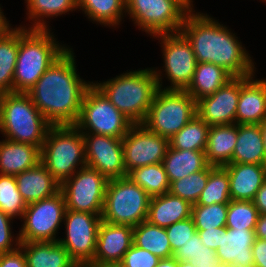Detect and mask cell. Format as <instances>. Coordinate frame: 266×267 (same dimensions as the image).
<instances>
[{"mask_svg": "<svg viewBox=\"0 0 266 267\" xmlns=\"http://www.w3.org/2000/svg\"><path fill=\"white\" fill-rule=\"evenodd\" d=\"M75 55L69 48L27 91L34 105L52 125H74L87 89L92 85L77 74Z\"/></svg>", "mask_w": 266, "mask_h": 267, "instance_id": "6da1fadb", "label": "cell"}, {"mask_svg": "<svg viewBox=\"0 0 266 267\" xmlns=\"http://www.w3.org/2000/svg\"><path fill=\"white\" fill-rule=\"evenodd\" d=\"M180 32L191 43L197 63H213L233 77L251 76L256 67L253 58L235 33L206 13L191 9Z\"/></svg>", "mask_w": 266, "mask_h": 267, "instance_id": "7a4b0ae2", "label": "cell"}, {"mask_svg": "<svg viewBox=\"0 0 266 267\" xmlns=\"http://www.w3.org/2000/svg\"><path fill=\"white\" fill-rule=\"evenodd\" d=\"M162 71L146 68L123 72L107 81L93 82L133 124H142L158 88H163Z\"/></svg>", "mask_w": 266, "mask_h": 267, "instance_id": "3957f363", "label": "cell"}, {"mask_svg": "<svg viewBox=\"0 0 266 267\" xmlns=\"http://www.w3.org/2000/svg\"><path fill=\"white\" fill-rule=\"evenodd\" d=\"M25 27L26 25L19 26L13 92L27 93L44 72L70 48L62 43L60 45L50 29Z\"/></svg>", "mask_w": 266, "mask_h": 267, "instance_id": "277c9868", "label": "cell"}, {"mask_svg": "<svg viewBox=\"0 0 266 267\" xmlns=\"http://www.w3.org/2000/svg\"><path fill=\"white\" fill-rule=\"evenodd\" d=\"M51 126L27 93L0 95V133L5 139L41 149Z\"/></svg>", "mask_w": 266, "mask_h": 267, "instance_id": "5b68a950", "label": "cell"}, {"mask_svg": "<svg viewBox=\"0 0 266 267\" xmlns=\"http://www.w3.org/2000/svg\"><path fill=\"white\" fill-rule=\"evenodd\" d=\"M40 162L61 185L86 166L82 132L75 125H52L41 147Z\"/></svg>", "mask_w": 266, "mask_h": 267, "instance_id": "8992f818", "label": "cell"}, {"mask_svg": "<svg viewBox=\"0 0 266 267\" xmlns=\"http://www.w3.org/2000/svg\"><path fill=\"white\" fill-rule=\"evenodd\" d=\"M196 114V100L186 90L158 88L142 124L170 139Z\"/></svg>", "mask_w": 266, "mask_h": 267, "instance_id": "52a82bcc", "label": "cell"}, {"mask_svg": "<svg viewBox=\"0 0 266 267\" xmlns=\"http://www.w3.org/2000/svg\"><path fill=\"white\" fill-rule=\"evenodd\" d=\"M150 196L129 177L108 181L101 218L103 221L135 227L147 220Z\"/></svg>", "mask_w": 266, "mask_h": 267, "instance_id": "ba28073f", "label": "cell"}, {"mask_svg": "<svg viewBox=\"0 0 266 267\" xmlns=\"http://www.w3.org/2000/svg\"><path fill=\"white\" fill-rule=\"evenodd\" d=\"M74 125L82 133L122 139L133 123L92 83L84 95L80 114Z\"/></svg>", "mask_w": 266, "mask_h": 267, "instance_id": "9c48e42d", "label": "cell"}, {"mask_svg": "<svg viewBox=\"0 0 266 267\" xmlns=\"http://www.w3.org/2000/svg\"><path fill=\"white\" fill-rule=\"evenodd\" d=\"M190 10L183 0H126V15L150 36L180 32Z\"/></svg>", "mask_w": 266, "mask_h": 267, "instance_id": "30bf717a", "label": "cell"}, {"mask_svg": "<svg viewBox=\"0 0 266 267\" xmlns=\"http://www.w3.org/2000/svg\"><path fill=\"white\" fill-rule=\"evenodd\" d=\"M65 211V198L61 191L49 198L27 204L18 233L20 242L58 241L56 234L64 221Z\"/></svg>", "mask_w": 266, "mask_h": 267, "instance_id": "8fae6325", "label": "cell"}, {"mask_svg": "<svg viewBox=\"0 0 266 267\" xmlns=\"http://www.w3.org/2000/svg\"><path fill=\"white\" fill-rule=\"evenodd\" d=\"M108 181L87 165L79 169L60 185L66 209L101 215Z\"/></svg>", "mask_w": 266, "mask_h": 267, "instance_id": "7c38bea8", "label": "cell"}, {"mask_svg": "<svg viewBox=\"0 0 266 267\" xmlns=\"http://www.w3.org/2000/svg\"><path fill=\"white\" fill-rule=\"evenodd\" d=\"M101 222V215L69 209L65 211L63 223L66 236L58 239V242L79 267H88L94 259Z\"/></svg>", "mask_w": 266, "mask_h": 267, "instance_id": "4fadbf2b", "label": "cell"}, {"mask_svg": "<svg viewBox=\"0 0 266 267\" xmlns=\"http://www.w3.org/2000/svg\"><path fill=\"white\" fill-rule=\"evenodd\" d=\"M153 38L161 41L162 70L170 82V86L162 89L185 90L192 81L197 65L191 43L181 32L159 34Z\"/></svg>", "mask_w": 266, "mask_h": 267, "instance_id": "5bb4252c", "label": "cell"}, {"mask_svg": "<svg viewBox=\"0 0 266 267\" xmlns=\"http://www.w3.org/2000/svg\"><path fill=\"white\" fill-rule=\"evenodd\" d=\"M169 139L149 131L143 124H133L122 138L127 174L136 168L161 163L169 148Z\"/></svg>", "mask_w": 266, "mask_h": 267, "instance_id": "9a60e30c", "label": "cell"}, {"mask_svg": "<svg viewBox=\"0 0 266 267\" xmlns=\"http://www.w3.org/2000/svg\"><path fill=\"white\" fill-rule=\"evenodd\" d=\"M86 165L99 171L108 180L126 177L122 139L82 133Z\"/></svg>", "mask_w": 266, "mask_h": 267, "instance_id": "2e32d148", "label": "cell"}, {"mask_svg": "<svg viewBox=\"0 0 266 267\" xmlns=\"http://www.w3.org/2000/svg\"><path fill=\"white\" fill-rule=\"evenodd\" d=\"M241 77H233L213 94L196 101L197 115L209 126L235 124Z\"/></svg>", "mask_w": 266, "mask_h": 267, "instance_id": "e0dca14e", "label": "cell"}, {"mask_svg": "<svg viewBox=\"0 0 266 267\" xmlns=\"http://www.w3.org/2000/svg\"><path fill=\"white\" fill-rule=\"evenodd\" d=\"M133 244V227L102 220L98 229L94 259L88 267L120 264Z\"/></svg>", "mask_w": 266, "mask_h": 267, "instance_id": "ac0fdd59", "label": "cell"}, {"mask_svg": "<svg viewBox=\"0 0 266 267\" xmlns=\"http://www.w3.org/2000/svg\"><path fill=\"white\" fill-rule=\"evenodd\" d=\"M241 76L235 124H260L266 118V79Z\"/></svg>", "mask_w": 266, "mask_h": 267, "instance_id": "d6986e66", "label": "cell"}, {"mask_svg": "<svg viewBox=\"0 0 266 267\" xmlns=\"http://www.w3.org/2000/svg\"><path fill=\"white\" fill-rule=\"evenodd\" d=\"M256 240L254 230L230 229L222 233L221 245L216 250L223 267H255L252 246Z\"/></svg>", "mask_w": 266, "mask_h": 267, "instance_id": "ffe728a7", "label": "cell"}, {"mask_svg": "<svg viewBox=\"0 0 266 267\" xmlns=\"http://www.w3.org/2000/svg\"><path fill=\"white\" fill-rule=\"evenodd\" d=\"M222 167L229 175L231 200L253 201L266 180V165L229 163Z\"/></svg>", "mask_w": 266, "mask_h": 267, "instance_id": "44dd1931", "label": "cell"}, {"mask_svg": "<svg viewBox=\"0 0 266 267\" xmlns=\"http://www.w3.org/2000/svg\"><path fill=\"white\" fill-rule=\"evenodd\" d=\"M15 178L26 204L49 198L60 191V184L41 162L15 175Z\"/></svg>", "mask_w": 266, "mask_h": 267, "instance_id": "7402d4cb", "label": "cell"}, {"mask_svg": "<svg viewBox=\"0 0 266 267\" xmlns=\"http://www.w3.org/2000/svg\"><path fill=\"white\" fill-rule=\"evenodd\" d=\"M27 267H79L58 241L20 242Z\"/></svg>", "mask_w": 266, "mask_h": 267, "instance_id": "603a6c76", "label": "cell"}, {"mask_svg": "<svg viewBox=\"0 0 266 267\" xmlns=\"http://www.w3.org/2000/svg\"><path fill=\"white\" fill-rule=\"evenodd\" d=\"M41 149L8 139L0 141V174L17 175L40 162Z\"/></svg>", "mask_w": 266, "mask_h": 267, "instance_id": "cb8c5ba5", "label": "cell"}, {"mask_svg": "<svg viewBox=\"0 0 266 267\" xmlns=\"http://www.w3.org/2000/svg\"><path fill=\"white\" fill-rule=\"evenodd\" d=\"M192 205L169 192L150 198L147 221L166 228L191 217Z\"/></svg>", "mask_w": 266, "mask_h": 267, "instance_id": "d4e9b609", "label": "cell"}, {"mask_svg": "<svg viewBox=\"0 0 266 267\" xmlns=\"http://www.w3.org/2000/svg\"><path fill=\"white\" fill-rule=\"evenodd\" d=\"M230 163L266 165L260 124H237V141Z\"/></svg>", "mask_w": 266, "mask_h": 267, "instance_id": "484cf974", "label": "cell"}, {"mask_svg": "<svg viewBox=\"0 0 266 267\" xmlns=\"http://www.w3.org/2000/svg\"><path fill=\"white\" fill-rule=\"evenodd\" d=\"M237 141V124L210 126L205 149L206 160L212 166L231 162Z\"/></svg>", "mask_w": 266, "mask_h": 267, "instance_id": "4316f807", "label": "cell"}, {"mask_svg": "<svg viewBox=\"0 0 266 267\" xmlns=\"http://www.w3.org/2000/svg\"><path fill=\"white\" fill-rule=\"evenodd\" d=\"M169 183L204 170L209 164L205 151L177 150L169 146L162 161Z\"/></svg>", "mask_w": 266, "mask_h": 267, "instance_id": "83f0119b", "label": "cell"}, {"mask_svg": "<svg viewBox=\"0 0 266 267\" xmlns=\"http://www.w3.org/2000/svg\"><path fill=\"white\" fill-rule=\"evenodd\" d=\"M233 76L213 63H197L192 81L185 89L196 101L213 94Z\"/></svg>", "mask_w": 266, "mask_h": 267, "instance_id": "f1b7e54d", "label": "cell"}, {"mask_svg": "<svg viewBox=\"0 0 266 267\" xmlns=\"http://www.w3.org/2000/svg\"><path fill=\"white\" fill-rule=\"evenodd\" d=\"M19 50V27L0 33V95L13 92V76Z\"/></svg>", "mask_w": 266, "mask_h": 267, "instance_id": "f546056e", "label": "cell"}, {"mask_svg": "<svg viewBox=\"0 0 266 267\" xmlns=\"http://www.w3.org/2000/svg\"><path fill=\"white\" fill-rule=\"evenodd\" d=\"M77 9L96 25L116 28L126 14V0H77Z\"/></svg>", "mask_w": 266, "mask_h": 267, "instance_id": "4dcf8cb0", "label": "cell"}, {"mask_svg": "<svg viewBox=\"0 0 266 267\" xmlns=\"http://www.w3.org/2000/svg\"><path fill=\"white\" fill-rule=\"evenodd\" d=\"M133 244L160 259L173 257L165 228L150 224L147 220L133 227Z\"/></svg>", "mask_w": 266, "mask_h": 267, "instance_id": "1f68e13d", "label": "cell"}, {"mask_svg": "<svg viewBox=\"0 0 266 267\" xmlns=\"http://www.w3.org/2000/svg\"><path fill=\"white\" fill-rule=\"evenodd\" d=\"M27 4V19L31 26L27 29H49L44 18L66 15L67 12L77 10V0H24ZM31 19V20H30ZM47 22V23H46Z\"/></svg>", "mask_w": 266, "mask_h": 267, "instance_id": "d6a6232c", "label": "cell"}, {"mask_svg": "<svg viewBox=\"0 0 266 267\" xmlns=\"http://www.w3.org/2000/svg\"><path fill=\"white\" fill-rule=\"evenodd\" d=\"M210 126L197 114L179 132L169 139L177 150L205 151Z\"/></svg>", "mask_w": 266, "mask_h": 267, "instance_id": "836d02e7", "label": "cell"}, {"mask_svg": "<svg viewBox=\"0 0 266 267\" xmlns=\"http://www.w3.org/2000/svg\"><path fill=\"white\" fill-rule=\"evenodd\" d=\"M127 177L145 190L150 197L169 192L170 183L162 162L133 169Z\"/></svg>", "mask_w": 266, "mask_h": 267, "instance_id": "e575fe53", "label": "cell"}, {"mask_svg": "<svg viewBox=\"0 0 266 267\" xmlns=\"http://www.w3.org/2000/svg\"><path fill=\"white\" fill-rule=\"evenodd\" d=\"M173 257L177 261H191L196 267H223L216 251L202 244L198 232L182 247L176 250Z\"/></svg>", "mask_w": 266, "mask_h": 267, "instance_id": "d590c367", "label": "cell"}, {"mask_svg": "<svg viewBox=\"0 0 266 267\" xmlns=\"http://www.w3.org/2000/svg\"><path fill=\"white\" fill-rule=\"evenodd\" d=\"M230 201L229 175L223 167L216 166L209 173L207 184L194 205L221 204Z\"/></svg>", "mask_w": 266, "mask_h": 267, "instance_id": "8d00e7d4", "label": "cell"}, {"mask_svg": "<svg viewBox=\"0 0 266 267\" xmlns=\"http://www.w3.org/2000/svg\"><path fill=\"white\" fill-rule=\"evenodd\" d=\"M216 166L208 165L204 170L190 174L187 177L170 183L169 193L179 196L191 205L196 204L202 190L205 188L209 173Z\"/></svg>", "mask_w": 266, "mask_h": 267, "instance_id": "74e56055", "label": "cell"}, {"mask_svg": "<svg viewBox=\"0 0 266 267\" xmlns=\"http://www.w3.org/2000/svg\"><path fill=\"white\" fill-rule=\"evenodd\" d=\"M27 207L26 202L18 191L14 175L0 174V210L10 217L22 219Z\"/></svg>", "mask_w": 266, "mask_h": 267, "instance_id": "f35d334b", "label": "cell"}, {"mask_svg": "<svg viewBox=\"0 0 266 267\" xmlns=\"http://www.w3.org/2000/svg\"><path fill=\"white\" fill-rule=\"evenodd\" d=\"M259 211L253 201L231 200L228 203L226 228L255 230Z\"/></svg>", "mask_w": 266, "mask_h": 267, "instance_id": "ab89813d", "label": "cell"}, {"mask_svg": "<svg viewBox=\"0 0 266 267\" xmlns=\"http://www.w3.org/2000/svg\"><path fill=\"white\" fill-rule=\"evenodd\" d=\"M228 203L211 205H192L191 217L196 230H206L225 227L227 220Z\"/></svg>", "mask_w": 266, "mask_h": 267, "instance_id": "60d3db41", "label": "cell"}, {"mask_svg": "<svg viewBox=\"0 0 266 267\" xmlns=\"http://www.w3.org/2000/svg\"><path fill=\"white\" fill-rule=\"evenodd\" d=\"M172 252L186 244L197 232L192 217L176 222L165 228Z\"/></svg>", "mask_w": 266, "mask_h": 267, "instance_id": "b9f144b4", "label": "cell"}, {"mask_svg": "<svg viewBox=\"0 0 266 267\" xmlns=\"http://www.w3.org/2000/svg\"><path fill=\"white\" fill-rule=\"evenodd\" d=\"M161 259L132 244L120 263L122 267H155Z\"/></svg>", "mask_w": 266, "mask_h": 267, "instance_id": "7bdbcfd3", "label": "cell"}, {"mask_svg": "<svg viewBox=\"0 0 266 267\" xmlns=\"http://www.w3.org/2000/svg\"><path fill=\"white\" fill-rule=\"evenodd\" d=\"M12 221V217L0 210V254L12 252L20 247L19 234L14 237L16 234H13L11 229Z\"/></svg>", "mask_w": 266, "mask_h": 267, "instance_id": "ee69618b", "label": "cell"}, {"mask_svg": "<svg viewBox=\"0 0 266 267\" xmlns=\"http://www.w3.org/2000/svg\"><path fill=\"white\" fill-rule=\"evenodd\" d=\"M225 227H218L206 230H197L199 237L201 238L202 244L216 251L221 245L222 233L226 232Z\"/></svg>", "mask_w": 266, "mask_h": 267, "instance_id": "f6af8a7d", "label": "cell"}, {"mask_svg": "<svg viewBox=\"0 0 266 267\" xmlns=\"http://www.w3.org/2000/svg\"><path fill=\"white\" fill-rule=\"evenodd\" d=\"M0 267H27L23 251L18 248L12 252L1 253Z\"/></svg>", "mask_w": 266, "mask_h": 267, "instance_id": "bcb514c9", "label": "cell"}, {"mask_svg": "<svg viewBox=\"0 0 266 267\" xmlns=\"http://www.w3.org/2000/svg\"><path fill=\"white\" fill-rule=\"evenodd\" d=\"M252 253L255 267H266V240L256 238Z\"/></svg>", "mask_w": 266, "mask_h": 267, "instance_id": "7dc6e473", "label": "cell"}, {"mask_svg": "<svg viewBox=\"0 0 266 267\" xmlns=\"http://www.w3.org/2000/svg\"><path fill=\"white\" fill-rule=\"evenodd\" d=\"M253 203L259 214H266V180L256 192Z\"/></svg>", "mask_w": 266, "mask_h": 267, "instance_id": "c3c4849f", "label": "cell"}, {"mask_svg": "<svg viewBox=\"0 0 266 267\" xmlns=\"http://www.w3.org/2000/svg\"><path fill=\"white\" fill-rule=\"evenodd\" d=\"M254 232L256 238L266 240V214H259Z\"/></svg>", "mask_w": 266, "mask_h": 267, "instance_id": "681fc988", "label": "cell"}, {"mask_svg": "<svg viewBox=\"0 0 266 267\" xmlns=\"http://www.w3.org/2000/svg\"><path fill=\"white\" fill-rule=\"evenodd\" d=\"M155 267H178V261L174 257L161 259Z\"/></svg>", "mask_w": 266, "mask_h": 267, "instance_id": "f907efd6", "label": "cell"}, {"mask_svg": "<svg viewBox=\"0 0 266 267\" xmlns=\"http://www.w3.org/2000/svg\"><path fill=\"white\" fill-rule=\"evenodd\" d=\"M0 6H1V4H0ZM9 22L10 21H7L5 15L3 13V10L0 7V33L6 31L11 26V24Z\"/></svg>", "mask_w": 266, "mask_h": 267, "instance_id": "816d5d0a", "label": "cell"}, {"mask_svg": "<svg viewBox=\"0 0 266 267\" xmlns=\"http://www.w3.org/2000/svg\"><path fill=\"white\" fill-rule=\"evenodd\" d=\"M260 128L262 131V137L264 142L265 157H266V118L260 123Z\"/></svg>", "mask_w": 266, "mask_h": 267, "instance_id": "f5cc1de1", "label": "cell"}, {"mask_svg": "<svg viewBox=\"0 0 266 267\" xmlns=\"http://www.w3.org/2000/svg\"><path fill=\"white\" fill-rule=\"evenodd\" d=\"M178 267H196L191 261H178Z\"/></svg>", "mask_w": 266, "mask_h": 267, "instance_id": "db71d44e", "label": "cell"}, {"mask_svg": "<svg viewBox=\"0 0 266 267\" xmlns=\"http://www.w3.org/2000/svg\"><path fill=\"white\" fill-rule=\"evenodd\" d=\"M191 9H193V0H183Z\"/></svg>", "mask_w": 266, "mask_h": 267, "instance_id": "11a10c76", "label": "cell"}, {"mask_svg": "<svg viewBox=\"0 0 266 267\" xmlns=\"http://www.w3.org/2000/svg\"><path fill=\"white\" fill-rule=\"evenodd\" d=\"M99 267H122L120 264H114V265H103Z\"/></svg>", "mask_w": 266, "mask_h": 267, "instance_id": "9f6ffc18", "label": "cell"}]
</instances>
